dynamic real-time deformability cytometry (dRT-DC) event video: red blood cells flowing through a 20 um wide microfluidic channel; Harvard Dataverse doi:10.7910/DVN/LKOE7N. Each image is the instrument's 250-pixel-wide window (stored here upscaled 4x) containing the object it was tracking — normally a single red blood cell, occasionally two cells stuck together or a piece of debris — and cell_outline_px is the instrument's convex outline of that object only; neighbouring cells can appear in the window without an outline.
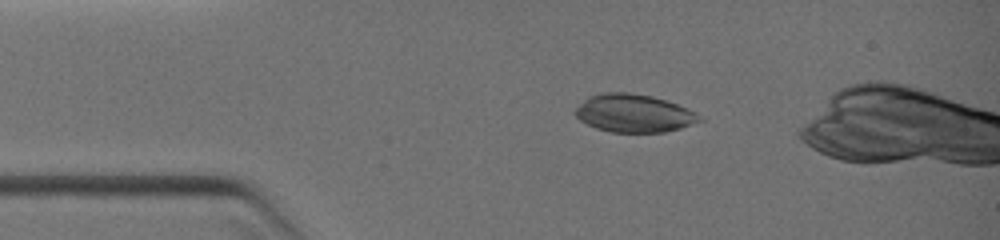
{"species": "common noctule bat (a hibernating species)", "species_latin": "Nyctalus noctula", "temperature_condition": "warm", "stored_images_in_passage": 2, "camera_frame_rate_fps": 3000, "um_per_image_px": 0.085, "animal": {"sex": "female", "body_mass_g": 19.0, "forearm_length_mm": 51.5}, "frame": {"image": 1, "passage_image": 1, "time_ms": 0.0, "image_size_px": [1000, 240], "cell_outline_px": [[704, 120], [680, 128], [664, 132], [612, 132], [596, 128], [580, 120], [576, 116], [576, 108], [588, 96], [600, 92], [628, 92], [652, 96], [676, 104], [700, 116]], "centroid_in_image_um": [53.84, 9.62], "position_along_channel_um": 31.2, "area_um2": 27.17}}